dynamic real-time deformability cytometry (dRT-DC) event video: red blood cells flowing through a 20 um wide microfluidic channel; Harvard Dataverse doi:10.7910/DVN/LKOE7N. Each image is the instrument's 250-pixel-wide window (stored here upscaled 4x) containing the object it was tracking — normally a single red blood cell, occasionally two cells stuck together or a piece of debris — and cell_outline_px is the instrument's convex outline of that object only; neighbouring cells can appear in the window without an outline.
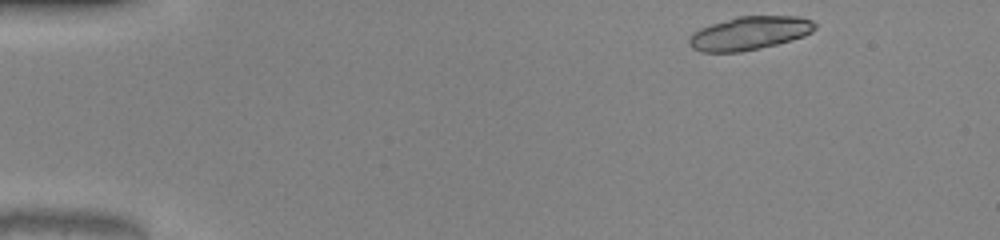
{"species": "common noctule bat (a hibernating species)", "species_latin": "Nyctalus noctula", "temperature_condition": "warm", "stored_images_in_passage": 14, "camera_frame_rate_fps": 3000, "um_per_image_px": 0.085, "animal": {"sex": "male", "body_mass_g": 20.0, "forearm_length_mm": 53.3}, "frame": {"image": 1, "passage_image": 2, "time_ms": 0.333, "image_size_px": [1000, 240], "cell_outline_px": [[816, 28], [812, 32], [804, 36], [776, 44], [740, 52], [700, 52], [692, 48], [688, 44], [688, 36], [692, 32], [700, 28], [736, 16], [800, 16], [812, 20], [816, 24]], "centroid_in_image_um": [63.68, 2.81], "position_along_channel_um": 21.3, "area_um2": 24.62}}
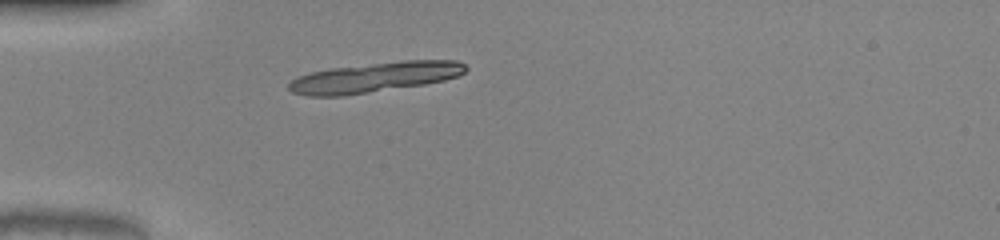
{"frame": {"image": 2, "passage_image": 11, "time_ms": 3.333, "image_size_px": [1000, 240], "cell_outline_px": [[468, 68], [460, 76], [444, 80], [424, 84], [344, 96], [308, 96], [292, 92], [288, 88], [288, 84], [292, 80], [300, 76], [312, 72], [332, 68], [404, 60], [456, 60], [464, 64]], "centroid_in_image_um": [31.88, 6.57], "position_along_channel_um": 53.1, "area_um2": 30.75}}